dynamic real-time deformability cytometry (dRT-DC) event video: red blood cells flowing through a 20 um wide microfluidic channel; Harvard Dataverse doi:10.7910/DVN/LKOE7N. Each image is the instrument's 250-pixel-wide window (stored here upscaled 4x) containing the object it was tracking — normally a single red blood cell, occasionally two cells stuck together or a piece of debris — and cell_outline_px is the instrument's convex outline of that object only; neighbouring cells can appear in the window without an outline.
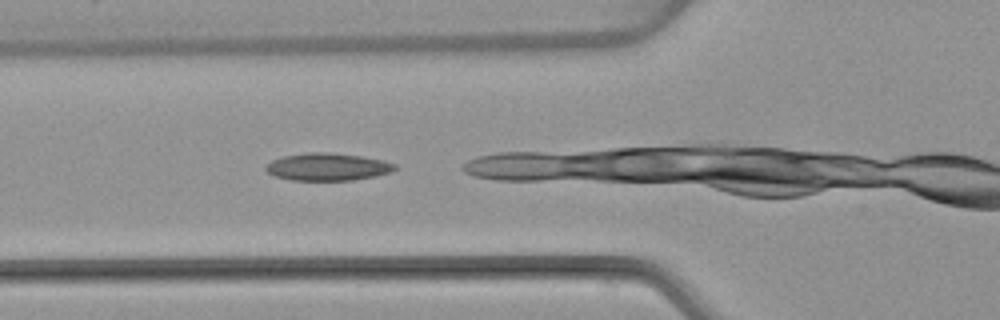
{"species": "common noctule bat (a hibernating species)", "species_latin": "Nyctalus noctula", "temperature_condition": "warm", "stored_images_in_passage": 17, "camera_frame_rate_fps": 3000, "um_per_image_px": 0.085, "animal": {"sex": "female", "body_mass_g": 22.7, "forearm_length_mm": 54.2}, "frame": {"image": 1, "passage_image": 10, "time_ms": 3.0, "image_size_px": [1000, 320], "cell_outline_px": [[396, 168], [392, 172], [376, 176], [352, 180], [292, 180], [276, 176], [268, 172], [264, 168], [272, 160], [284, 156], [308, 152], [332, 152], [360, 156], [384, 160], [396, 164]], "centroid_in_image_um": [27.88, 14.18], "position_along_channel_um": 97.9, "area_um2": 20.63}}